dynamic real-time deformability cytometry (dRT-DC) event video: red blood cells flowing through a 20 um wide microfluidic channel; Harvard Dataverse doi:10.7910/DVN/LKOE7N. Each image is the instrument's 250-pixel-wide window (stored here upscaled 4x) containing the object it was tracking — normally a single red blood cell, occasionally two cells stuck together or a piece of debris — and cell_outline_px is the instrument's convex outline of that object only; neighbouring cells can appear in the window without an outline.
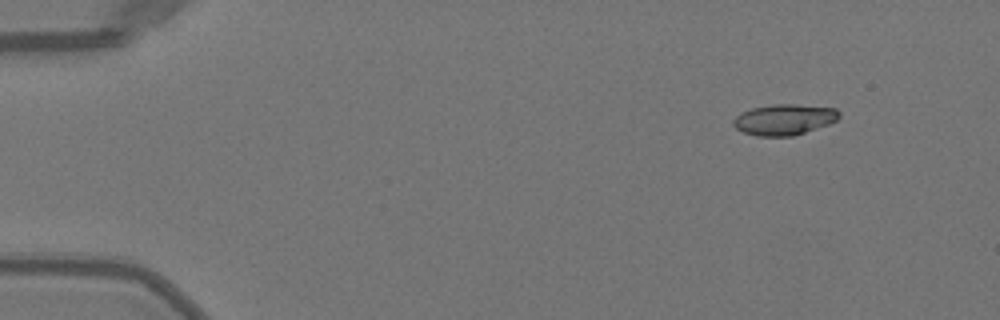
{"species": "Egyptian fruit bat (a non-hibernating species)", "species_latin": "Rousettus aegyptiacus", "temperature_condition": "warm", "stored_images_in_passage": 51, "camera_frame_rate_fps": 3000, "um_per_image_px": 0.085, "animal": {"sex": "female"}, "frame": {"image": 1, "passage_image": 6, "time_ms": 1.667, "image_size_px": [1000, 320], "cell_outline_px": [[840, 116], [836, 120], [828, 124], [792, 136], [756, 136], [744, 132], [736, 128], [732, 124], [732, 120], [740, 112], [752, 108], [776, 104], [796, 104], [836, 108], [840, 112]], "centroid_in_image_um": [66.64, 10.15], "position_along_channel_um": 18.4, "area_um2": 18.96}}
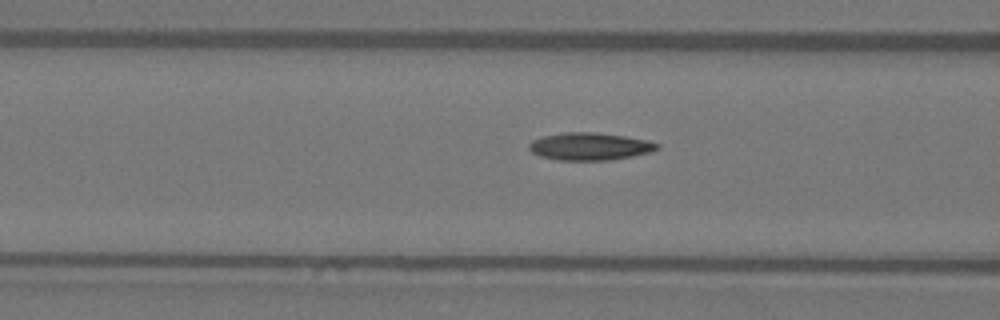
{"frame": {"image": 2, "passage_image": 21, "time_ms": 6.667, "image_size_px": [1000, 320], "cell_outline_px": [[660, 148], [652, 152], [612, 160], [556, 160], [540, 156], [532, 152], [528, 148], [528, 144], [532, 140], [544, 136], [564, 132], [592, 132], [624, 136], [648, 140], [660, 144]], "centroid_in_image_um": [50.15, 12.45], "position_along_channel_um": 116.5, "area_um2": 20.63}}
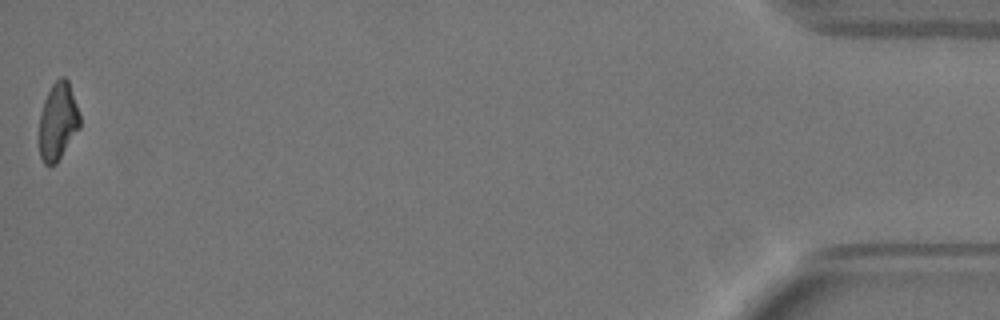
{"frame": {"image": 3, "passage_image": 51, "time_ms": 16.667, "image_size_px": [1000, 320], "cell_outline_px": [[80, 128], [56, 164], [48, 168], [44, 164], [40, 156], [40, 112], [44, 100], [52, 84], [60, 76], [64, 76], [68, 80], [80, 112]], "centroid_in_image_um": [4.94, 10.33], "position_along_channel_um": 430.3, "area_um2": 18.55}, "authors_computed_cell_mechanics": {"area_um2": 19.3052, "velocity_mm_per_s": 4.057, "shape_relaxation_time_tau1_ms": 4.9335, "shape_relaxation_time_tau2_ms": 4.5067, "deformation_change_tau1": 0.195, "deformation_change_tau2": 0.1039}}